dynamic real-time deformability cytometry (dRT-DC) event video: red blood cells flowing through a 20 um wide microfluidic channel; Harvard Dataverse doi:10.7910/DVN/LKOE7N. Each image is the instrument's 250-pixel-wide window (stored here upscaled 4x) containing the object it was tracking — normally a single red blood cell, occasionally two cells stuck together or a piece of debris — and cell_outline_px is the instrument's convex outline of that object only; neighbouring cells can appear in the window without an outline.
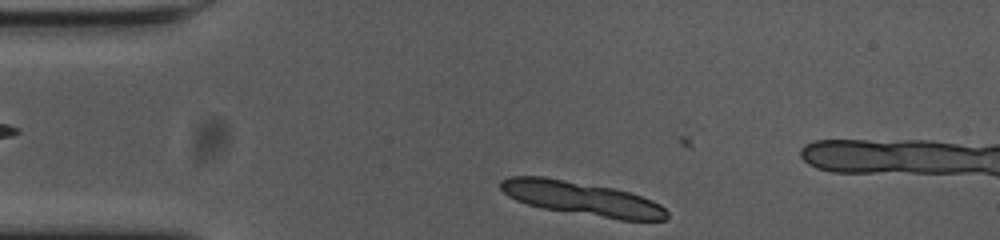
{"species": "common noctule bat (a hibernating species)", "species_latin": "Nyctalus noctula", "temperature_condition": "cold", "stored_images_in_passage": 38, "segment_of_instrument_passage": [1, 2], "camera_frame_rate_fps": 3000, "um_per_image_px": 0.085, "animal": {"sex": "female", "body_mass_g": 23.0, "forearm_length_mm": 53.4}, "frame": {"image": 1, "passage_image": 3, "time_ms": 0.667, "image_size_px": [1000, 240], "cell_outline_px": [[668, 216], [664, 220], [620, 220], [544, 208], [528, 204], [516, 200], [508, 196], [500, 188], [500, 180], [512, 176], [544, 176], [616, 188], [652, 200], [660, 204], [668, 212]], "centroid_in_image_um": [49.46, 16.86], "position_along_channel_um": 35.5, "area_um2": 32.66}}